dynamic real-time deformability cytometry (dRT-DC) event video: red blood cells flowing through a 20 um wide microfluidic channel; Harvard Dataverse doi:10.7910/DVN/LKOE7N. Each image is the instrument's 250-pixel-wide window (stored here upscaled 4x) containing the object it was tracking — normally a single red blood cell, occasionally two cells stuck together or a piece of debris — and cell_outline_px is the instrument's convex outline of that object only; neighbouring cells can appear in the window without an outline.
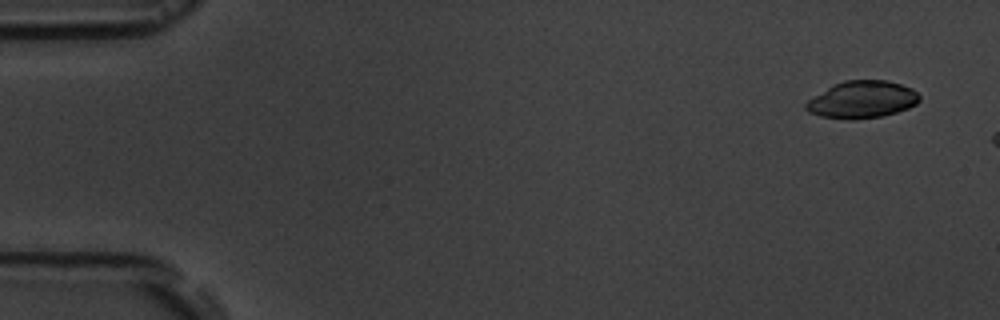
{"species": "common noctule bat (a hibernating species)", "species_latin": "Nyctalus noctula", "temperature_condition": "room temperature", "stored_images_in_passage": 3, "camera_frame_rate_fps": 3000, "um_per_image_px": 0.085, "animal": {"sex": "male", "body_mass_g": 19.5, "forearm_length_mm": 54.6}, "frame": {"image": 1, "passage_image": 1, "time_ms": 0.0, "image_size_px": [1000, 320], "cell_outline_px": [[920, 100], [916, 104], [908, 108], [896, 112], [880, 116], [852, 120], [820, 116], [808, 112], [804, 108], [804, 104], [808, 100], [832, 84], [844, 80], [888, 80], [912, 88], [920, 96]], "centroid_in_image_um": [73.25, 8.46], "position_along_channel_um": 11.7, "area_um2": 24.68}}